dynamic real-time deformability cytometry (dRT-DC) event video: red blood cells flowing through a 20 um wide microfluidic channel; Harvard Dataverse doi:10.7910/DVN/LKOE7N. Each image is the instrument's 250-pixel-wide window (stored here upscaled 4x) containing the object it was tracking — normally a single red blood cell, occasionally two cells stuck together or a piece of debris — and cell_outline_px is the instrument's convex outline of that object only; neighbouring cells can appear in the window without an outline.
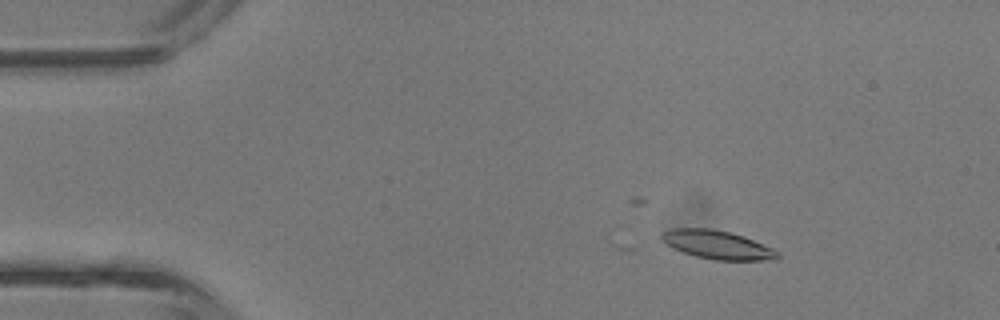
{"species": "common noctule bat (a hibernating species)", "species_latin": "Nyctalus noctula", "temperature_condition": "room temperature", "stored_images_in_passage": 9, "camera_frame_rate_fps": 3000, "um_per_image_px": 0.085, "animal": {"sex": "male", "body_mass_g": 13.3}, "frame": {"image": 1, "passage_image": 6, "time_ms": 1.667, "image_size_px": [1000, 320], "cell_outline_px": [[780, 256], [776, 260], [712, 260], [696, 256], [672, 248], [660, 240], [660, 232], [672, 228], [708, 228], [728, 232], [744, 236], [772, 248], [780, 252]], "centroid_in_image_um": [60.95, 20.81], "position_along_channel_um": 24.1, "area_um2": 19.42}}